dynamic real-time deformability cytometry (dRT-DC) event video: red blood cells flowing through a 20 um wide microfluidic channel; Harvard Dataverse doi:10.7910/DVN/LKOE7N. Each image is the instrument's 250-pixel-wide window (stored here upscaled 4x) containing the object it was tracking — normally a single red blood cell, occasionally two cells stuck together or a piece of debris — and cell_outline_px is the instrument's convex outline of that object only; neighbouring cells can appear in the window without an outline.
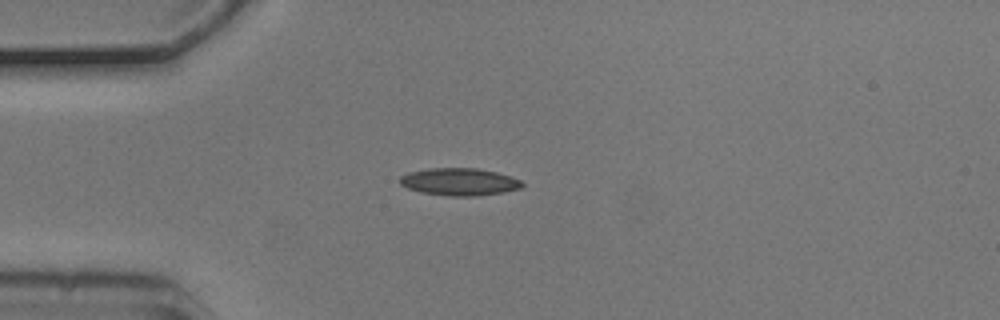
{"species": "common noctule bat (a hibernating species)", "species_latin": "Nyctalus noctula", "temperature_condition": "cold", "stored_images_in_passage": 1, "camera_frame_rate_fps": 3000, "um_per_image_px": 0.085, "animal": {"sex": "male", "body_mass_g": 20.5, "forearm_length_mm": 52.5}, "frame": {"image": 1, "passage_image": 1, "time_ms": 0.0, "image_size_px": [1000, 320], "cell_outline_px": [[524, 184], [520, 188], [504, 192], [476, 196], [448, 196], [420, 192], [408, 188], [400, 184], [400, 176], [408, 172], [428, 168], [476, 168], [496, 172], [512, 176], [520, 180]], "centroid_in_image_um": [39.04, 15.45], "position_along_channel_um": 46.0, "area_um2": 19.59}}